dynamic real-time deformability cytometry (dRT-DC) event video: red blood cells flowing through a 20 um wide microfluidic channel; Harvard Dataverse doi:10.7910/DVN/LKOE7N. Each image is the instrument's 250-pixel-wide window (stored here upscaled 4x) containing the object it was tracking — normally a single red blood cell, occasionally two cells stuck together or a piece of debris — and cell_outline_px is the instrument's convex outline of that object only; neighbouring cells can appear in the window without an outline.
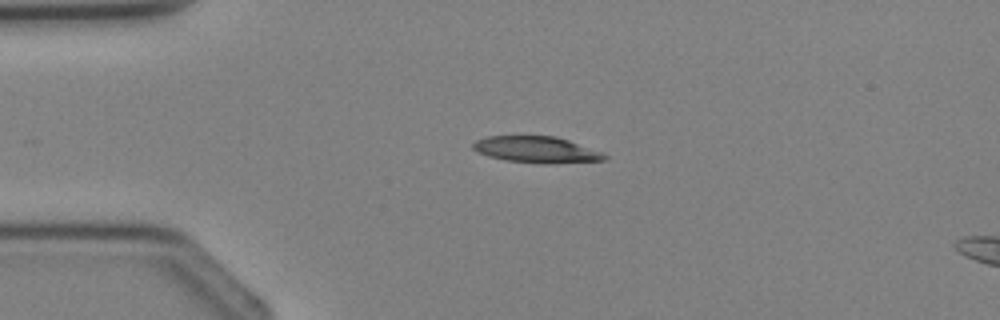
{"species": "Egyptian fruit bat (a non-hibernating species)", "species_latin": "Rousettus aegyptiacus", "temperature_condition": "cold", "stored_images_in_passage": 3, "camera_frame_rate_fps": 3000, "um_per_image_px": 0.085, "animal": {"sex": "female"}, "frame": {"image": 1, "passage_image": 2, "time_ms": 1.0, "image_size_px": [1000, 320], "cell_outline_px": [[608, 156], [604, 160], [544, 164], [508, 160], [488, 156], [476, 152], [472, 148], [472, 144], [476, 140], [488, 136], [556, 136], [604, 152]], "centroid_in_image_um": [45.6, 12.71], "position_along_channel_um": 39.4, "area_um2": 20.17}}